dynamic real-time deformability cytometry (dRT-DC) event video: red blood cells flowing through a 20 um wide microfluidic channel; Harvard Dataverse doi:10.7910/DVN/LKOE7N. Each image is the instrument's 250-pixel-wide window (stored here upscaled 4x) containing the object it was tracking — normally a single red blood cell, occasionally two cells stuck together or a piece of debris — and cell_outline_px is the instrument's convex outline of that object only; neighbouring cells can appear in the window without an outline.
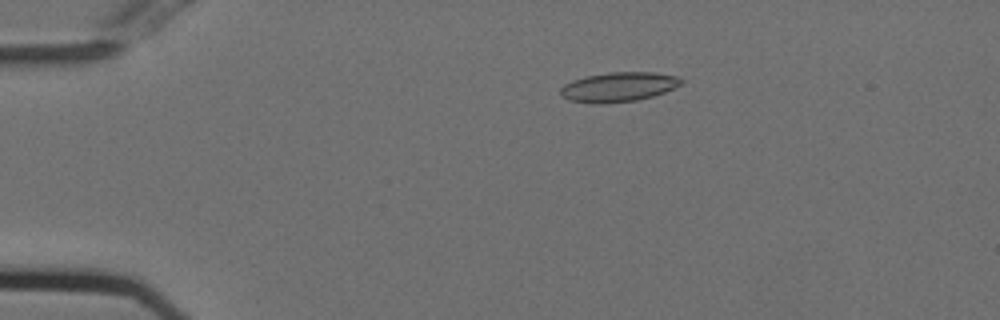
{"species": "Egyptian fruit bat (a non-hibernating species)", "species_latin": "Rousettus aegyptiacus", "temperature_condition": "cold", "stored_images_in_passage": 51, "camera_frame_rate_fps": 3000, "um_per_image_px": 0.085, "animal": {"sex": "female"}, "frame": {"image": 1, "passage_image": 7, "time_ms": 2.0, "image_size_px": [1000, 320], "cell_outline_px": [[684, 80], [680, 84], [664, 92], [652, 96], [636, 100], [592, 104], [572, 100], [560, 96], [560, 88], [564, 84], [572, 80], [584, 76], [608, 72], [652, 72], [676, 76]], "centroid_in_image_um": [52.52, 7.38], "position_along_channel_um": 32.5, "area_um2": 20.63}}
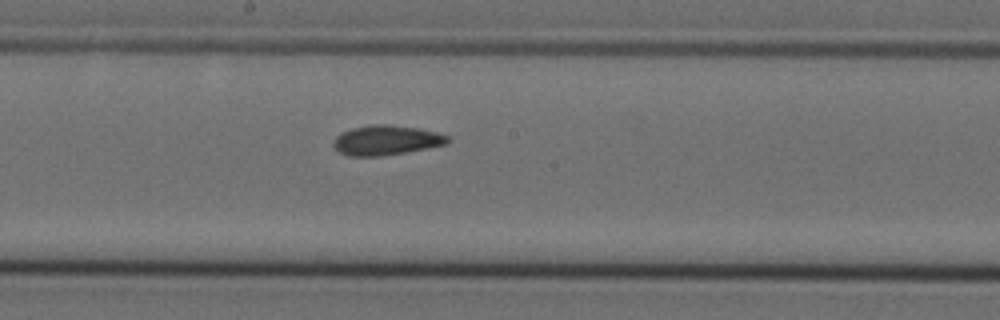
{"frame": {"image": 2, "passage_image": 26, "time_ms": 8.333, "image_size_px": [1000, 320], "cell_outline_px": [[452, 140], [448, 144], [404, 152], [380, 156], [348, 156], [340, 152], [332, 144], [336, 136], [352, 128], [368, 124], [388, 124], [416, 128], [436, 132], [448, 136]], "centroid_in_image_um": [32.84, 11.91], "position_along_channel_um": 215.4, "area_um2": 19.71}}
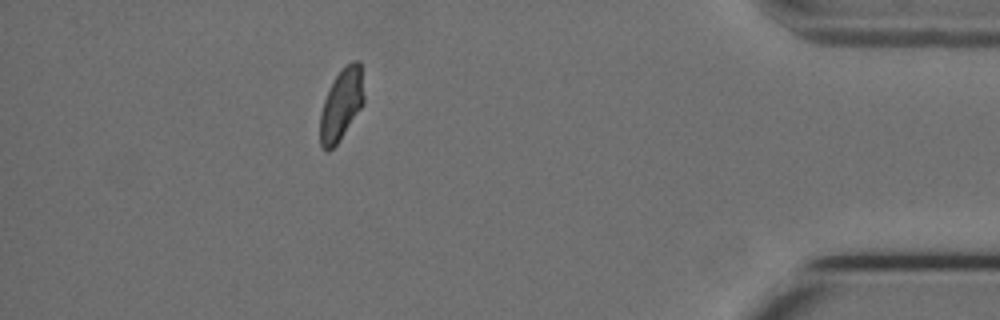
{"frame": {"image": 3, "passage_image": 45, "time_ms": 14.667, "image_size_px": [1000, 320], "cell_outline_px": [[364, 104], [336, 144], [328, 152], [320, 144], [320, 112], [324, 100], [336, 76], [344, 64], [352, 60], [360, 60], [364, 96]], "centroid_in_image_um": [29.03, 8.84], "position_along_channel_um": 406.2, "area_um2": 18.15}, "authors_computed_cell_mechanics": {"area_um2": 19.4208, "velocity_mm_per_s": 3.7222, "shape_relaxation_time_tau1_ms": null, "shape_relaxation_time_tau2_ms": 3.337, "deformation_change_tau1": null, "deformation_change_tau2": 0.1007}}